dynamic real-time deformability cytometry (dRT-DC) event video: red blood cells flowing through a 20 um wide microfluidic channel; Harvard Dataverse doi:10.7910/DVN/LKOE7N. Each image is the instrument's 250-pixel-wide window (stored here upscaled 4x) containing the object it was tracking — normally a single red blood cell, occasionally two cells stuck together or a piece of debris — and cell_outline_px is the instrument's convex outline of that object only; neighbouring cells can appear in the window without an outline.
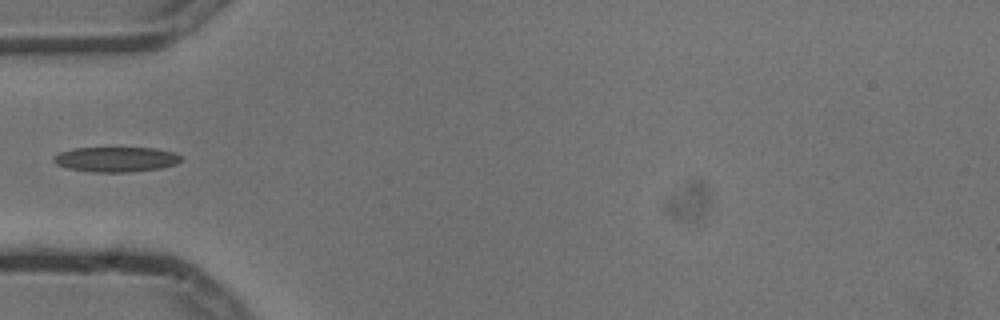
{"species": "common noctule bat (a hibernating species)", "species_latin": "Nyctalus noctula", "temperature_condition": "cold", "stored_images_in_passage": 5, "camera_frame_rate_fps": 3000, "um_per_image_px": 0.085, "animal": {"sex": "male", "body_mass_g": 13.3}, "frame": {"image": 1, "passage_image": 4, "time_ms": 1.0, "image_size_px": [1000, 320], "cell_outline_px": [[184, 156], [176, 164], [160, 168], [128, 172], [92, 172], [68, 168], [56, 164], [52, 160], [60, 152], [72, 148], [156, 148], [176, 152]], "centroid_in_image_um": [9.9, 13.54], "position_along_channel_um": 75.1, "area_um2": 18.61}}
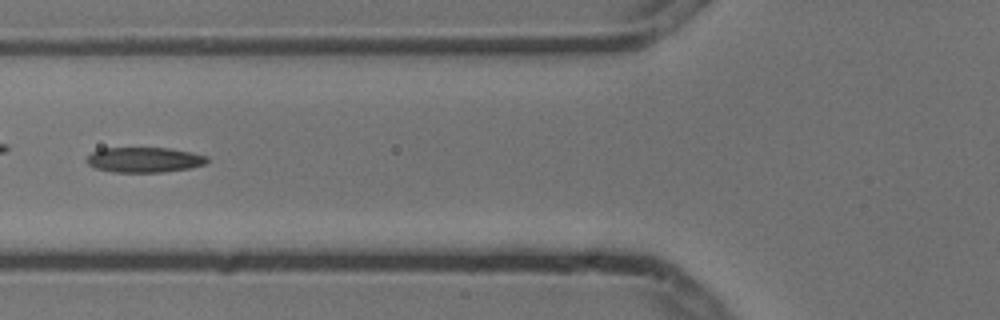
{"frame": {"image": 2, "passage_image": 5, "time_ms": 1.333, "image_size_px": [1000, 320], "cell_outline_px": [[208, 160], [204, 164], [188, 168], [160, 172], [112, 172], [96, 168], [88, 164], [84, 160], [92, 152], [100, 148], [168, 148], [192, 152], [208, 156]], "centroid_in_image_um": [12.23, 13.57], "position_along_channel_um": 113.6, "area_um2": 17.63}}